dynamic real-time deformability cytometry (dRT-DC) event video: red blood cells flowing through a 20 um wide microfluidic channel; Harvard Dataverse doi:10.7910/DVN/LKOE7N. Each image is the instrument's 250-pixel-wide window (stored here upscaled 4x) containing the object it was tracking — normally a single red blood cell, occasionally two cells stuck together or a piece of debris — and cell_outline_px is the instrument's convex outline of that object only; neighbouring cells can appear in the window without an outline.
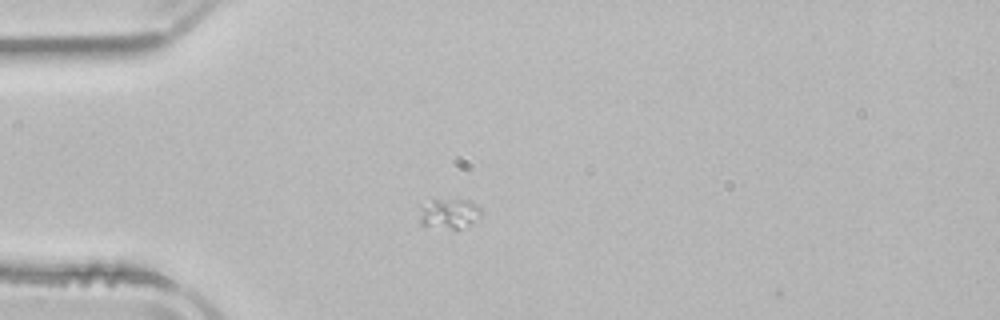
{"species": "common noctule bat (a hibernating species)", "species_latin": "Nyctalus noctula", "temperature_condition": "room temperature", "stored_images_in_passage": 40, "camera_frame_rate_fps": 3000, "um_per_image_px": 0.085, "animal": {"sex": "male", "body_mass_g": 21.5, "forearm_length_mm": 52.0}, "frame": {"image": 1, "passage_image": 1, "time_ms": 0.0, "image_size_px": [1000, 320], "cell_outline_px": [[484, 212], [480, 216], [468, 224], [460, 228], [452, 228], [420, 224], [420, 204], [432, 200], [468, 200], [476, 204]], "centroid_in_image_um": [38.17, 18.12], "position_along_channel_um": 46.8, "area_um2": 10.52}}
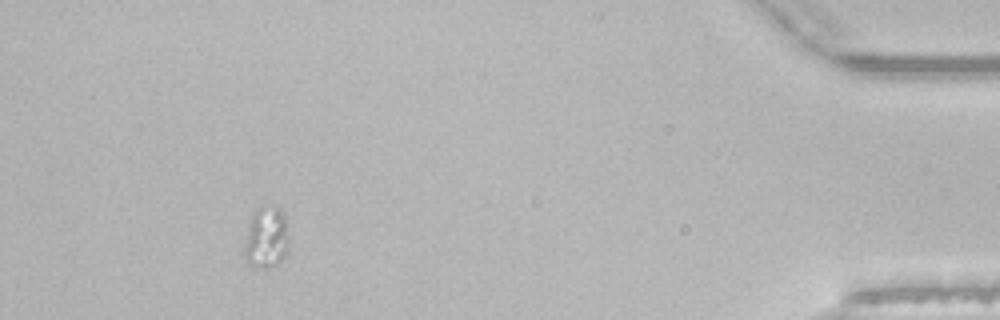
{"frame": {"image": 2, "passage_image": 36, "time_ms": 11.667, "image_size_px": [1000, 320], "cell_outline_px": [[288, 252], [276, 264], [268, 268], [256, 268], [248, 264], [244, 260], [244, 244], [252, 212], [256, 208], [268, 204], [276, 204], [284, 212], [288, 236]], "centroid_in_image_um": [22.63, 20.16], "position_along_channel_um": 412.6, "area_um2": 16.53}}